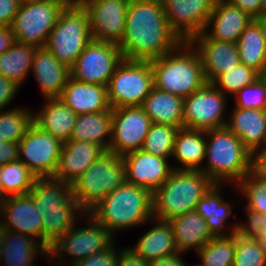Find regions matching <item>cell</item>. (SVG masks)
<instances>
[{
  "mask_svg": "<svg viewBox=\"0 0 266 266\" xmlns=\"http://www.w3.org/2000/svg\"><path fill=\"white\" fill-rule=\"evenodd\" d=\"M181 42L169 27L161 0L129 3L125 33L118 45L123 59L152 61Z\"/></svg>",
  "mask_w": 266,
  "mask_h": 266,
  "instance_id": "cell-1",
  "label": "cell"
},
{
  "mask_svg": "<svg viewBox=\"0 0 266 266\" xmlns=\"http://www.w3.org/2000/svg\"><path fill=\"white\" fill-rule=\"evenodd\" d=\"M87 214L114 236L119 230L141 227L153 219V193L124 181Z\"/></svg>",
  "mask_w": 266,
  "mask_h": 266,
  "instance_id": "cell-2",
  "label": "cell"
},
{
  "mask_svg": "<svg viewBox=\"0 0 266 266\" xmlns=\"http://www.w3.org/2000/svg\"><path fill=\"white\" fill-rule=\"evenodd\" d=\"M214 184L201 170L173 169L153 193V218L169 222L194 211L198 201Z\"/></svg>",
  "mask_w": 266,
  "mask_h": 266,
  "instance_id": "cell-3",
  "label": "cell"
},
{
  "mask_svg": "<svg viewBox=\"0 0 266 266\" xmlns=\"http://www.w3.org/2000/svg\"><path fill=\"white\" fill-rule=\"evenodd\" d=\"M150 62L158 90L184 99L207 83L200 57L189 42L182 41L173 51Z\"/></svg>",
  "mask_w": 266,
  "mask_h": 266,
  "instance_id": "cell-4",
  "label": "cell"
},
{
  "mask_svg": "<svg viewBox=\"0 0 266 266\" xmlns=\"http://www.w3.org/2000/svg\"><path fill=\"white\" fill-rule=\"evenodd\" d=\"M200 170L215 184L236 185L251 172V152L227 127L206 130L205 165Z\"/></svg>",
  "mask_w": 266,
  "mask_h": 266,
  "instance_id": "cell-5",
  "label": "cell"
},
{
  "mask_svg": "<svg viewBox=\"0 0 266 266\" xmlns=\"http://www.w3.org/2000/svg\"><path fill=\"white\" fill-rule=\"evenodd\" d=\"M124 181L123 156L106 150L71 186L78 204L88 213Z\"/></svg>",
  "mask_w": 266,
  "mask_h": 266,
  "instance_id": "cell-6",
  "label": "cell"
},
{
  "mask_svg": "<svg viewBox=\"0 0 266 266\" xmlns=\"http://www.w3.org/2000/svg\"><path fill=\"white\" fill-rule=\"evenodd\" d=\"M91 40L87 10L82 4L66 5L49 33L45 47L70 68Z\"/></svg>",
  "mask_w": 266,
  "mask_h": 266,
  "instance_id": "cell-7",
  "label": "cell"
},
{
  "mask_svg": "<svg viewBox=\"0 0 266 266\" xmlns=\"http://www.w3.org/2000/svg\"><path fill=\"white\" fill-rule=\"evenodd\" d=\"M87 216V217H85ZM83 218L88 222V226L76 228L73 226L67 230L48 250V261L55 260L57 264L65 263L74 266L82 259L108 249L115 241L114 237L105 227L96 222L89 214ZM66 253V254H65ZM72 256L71 259L65 256ZM64 258V259H63ZM70 260V262H69ZM62 261V262H61ZM64 263V265H62Z\"/></svg>",
  "mask_w": 266,
  "mask_h": 266,
  "instance_id": "cell-8",
  "label": "cell"
},
{
  "mask_svg": "<svg viewBox=\"0 0 266 266\" xmlns=\"http://www.w3.org/2000/svg\"><path fill=\"white\" fill-rule=\"evenodd\" d=\"M154 88L150 61L123 59L107 85L110 107L142 106Z\"/></svg>",
  "mask_w": 266,
  "mask_h": 266,
  "instance_id": "cell-9",
  "label": "cell"
},
{
  "mask_svg": "<svg viewBox=\"0 0 266 266\" xmlns=\"http://www.w3.org/2000/svg\"><path fill=\"white\" fill-rule=\"evenodd\" d=\"M66 4L61 0H37L18 7L10 26L19 43L45 47Z\"/></svg>",
  "mask_w": 266,
  "mask_h": 266,
  "instance_id": "cell-10",
  "label": "cell"
},
{
  "mask_svg": "<svg viewBox=\"0 0 266 266\" xmlns=\"http://www.w3.org/2000/svg\"><path fill=\"white\" fill-rule=\"evenodd\" d=\"M226 95L212 83H206L183 100V127L211 130L226 127Z\"/></svg>",
  "mask_w": 266,
  "mask_h": 266,
  "instance_id": "cell-11",
  "label": "cell"
},
{
  "mask_svg": "<svg viewBox=\"0 0 266 266\" xmlns=\"http://www.w3.org/2000/svg\"><path fill=\"white\" fill-rule=\"evenodd\" d=\"M122 60L118 45L92 39L70 67V77L80 82L107 86Z\"/></svg>",
  "mask_w": 266,
  "mask_h": 266,
  "instance_id": "cell-12",
  "label": "cell"
},
{
  "mask_svg": "<svg viewBox=\"0 0 266 266\" xmlns=\"http://www.w3.org/2000/svg\"><path fill=\"white\" fill-rule=\"evenodd\" d=\"M63 142L32 123L19 141V160L37 178L53 177Z\"/></svg>",
  "mask_w": 266,
  "mask_h": 266,
  "instance_id": "cell-13",
  "label": "cell"
},
{
  "mask_svg": "<svg viewBox=\"0 0 266 266\" xmlns=\"http://www.w3.org/2000/svg\"><path fill=\"white\" fill-rule=\"evenodd\" d=\"M152 125L141 106L112 109L111 142L108 151L124 155L142 148Z\"/></svg>",
  "mask_w": 266,
  "mask_h": 266,
  "instance_id": "cell-14",
  "label": "cell"
},
{
  "mask_svg": "<svg viewBox=\"0 0 266 266\" xmlns=\"http://www.w3.org/2000/svg\"><path fill=\"white\" fill-rule=\"evenodd\" d=\"M81 4L88 12L92 39L119 45L125 33L127 0H82Z\"/></svg>",
  "mask_w": 266,
  "mask_h": 266,
  "instance_id": "cell-15",
  "label": "cell"
},
{
  "mask_svg": "<svg viewBox=\"0 0 266 266\" xmlns=\"http://www.w3.org/2000/svg\"><path fill=\"white\" fill-rule=\"evenodd\" d=\"M216 0H161L170 29L183 42L201 34Z\"/></svg>",
  "mask_w": 266,
  "mask_h": 266,
  "instance_id": "cell-16",
  "label": "cell"
},
{
  "mask_svg": "<svg viewBox=\"0 0 266 266\" xmlns=\"http://www.w3.org/2000/svg\"><path fill=\"white\" fill-rule=\"evenodd\" d=\"M1 226L20 233L42 244V215L35 207L32 194L8 196L0 203ZM37 238V239H36Z\"/></svg>",
  "mask_w": 266,
  "mask_h": 266,
  "instance_id": "cell-17",
  "label": "cell"
},
{
  "mask_svg": "<svg viewBox=\"0 0 266 266\" xmlns=\"http://www.w3.org/2000/svg\"><path fill=\"white\" fill-rule=\"evenodd\" d=\"M125 181L154 193L173 171L168 159L149 154L142 149L123 155Z\"/></svg>",
  "mask_w": 266,
  "mask_h": 266,
  "instance_id": "cell-18",
  "label": "cell"
},
{
  "mask_svg": "<svg viewBox=\"0 0 266 266\" xmlns=\"http://www.w3.org/2000/svg\"><path fill=\"white\" fill-rule=\"evenodd\" d=\"M252 20L227 0H216L203 32L191 39H214L237 43L241 33Z\"/></svg>",
  "mask_w": 266,
  "mask_h": 266,
  "instance_id": "cell-19",
  "label": "cell"
},
{
  "mask_svg": "<svg viewBox=\"0 0 266 266\" xmlns=\"http://www.w3.org/2000/svg\"><path fill=\"white\" fill-rule=\"evenodd\" d=\"M197 51L207 83L240 64L237 43L214 39H190Z\"/></svg>",
  "mask_w": 266,
  "mask_h": 266,
  "instance_id": "cell-20",
  "label": "cell"
},
{
  "mask_svg": "<svg viewBox=\"0 0 266 266\" xmlns=\"http://www.w3.org/2000/svg\"><path fill=\"white\" fill-rule=\"evenodd\" d=\"M104 152L96 143L73 140L64 142L53 178L72 185Z\"/></svg>",
  "mask_w": 266,
  "mask_h": 266,
  "instance_id": "cell-21",
  "label": "cell"
},
{
  "mask_svg": "<svg viewBox=\"0 0 266 266\" xmlns=\"http://www.w3.org/2000/svg\"><path fill=\"white\" fill-rule=\"evenodd\" d=\"M43 98H59L69 77L70 68L46 48H36L31 66Z\"/></svg>",
  "mask_w": 266,
  "mask_h": 266,
  "instance_id": "cell-22",
  "label": "cell"
},
{
  "mask_svg": "<svg viewBox=\"0 0 266 266\" xmlns=\"http://www.w3.org/2000/svg\"><path fill=\"white\" fill-rule=\"evenodd\" d=\"M38 209L43 218L42 245L47 250L67 230L78 224V218L80 220L81 217L87 214L78 204L73 193L59 206L39 207Z\"/></svg>",
  "mask_w": 266,
  "mask_h": 266,
  "instance_id": "cell-23",
  "label": "cell"
},
{
  "mask_svg": "<svg viewBox=\"0 0 266 266\" xmlns=\"http://www.w3.org/2000/svg\"><path fill=\"white\" fill-rule=\"evenodd\" d=\"M76 115L110 111L107 86L85 83L69 77L60 97Z\"/></svg>",
  "mask_w": 266,
  "mask_h": 266,
  "instance_id": "cell-24",
  "label": "cell"
},
{
  "mask_svg": "<svg viewBox=\"0 0 266 266\" xmlns=\"http://www.w3.org/2000/svg\"><path fill=\"white\" fill-rule=\"evenodd\" d=\"M226 127L252 153L266 144V110L234 107Z\"/></svg>",
  "mask_w": 266,
  "mask_h": 266,
  "instance_id": "cell-25",
  "label": "cell"
},
{
  "mask_svg": "<svg viewBox=\"0 0 266 266\" xmlns=\"http://www.w3.org/2000/svg\"><path fill=\"white\" fill-rule=\"evenodd\" d=\"M44 100L41 109L33 111V123L63 143L70 140L78 115L60 98Z\"/></svg>",
  "mask_w": 266,
  "mask_h": 266,
  "instance_id": "cell-26",
  "label": "cell"
},
{
  "mask_svg": "<svg viewBox=\"0 0 266 266\" xmlns=\"http://www.w3.org/2000/svg\"><path fill=\"white\" fill-rule=\"evenodd\" d=\"M224 184H214L208 192L202 197L196 206L195 211L200 214L206 221L209 231L213 236H228L236 233L238 223L233 227L231 225L230 231L227 234L226 221L232 217V208L229 202H226L222 197V190Z\"/></svg>",
  "mask_w": 266,
  "mask_h": 266,
  "instance_id": "cell-27",
  "label": "cell"
},
{
  "mask_svg": "<svg viewBox=\"0 0 266 266\" xmlns=\"http://www.w3.org/2000/svg\"><path fill=\"white\" fill-rule=\"evenodd\" d=\"M169 223L173 229L176 249L180 253L191 249L198 252L214 237L205 219L195 210L173 218Z\"/></svg>",
  "mask_w": 266,
  "mask_h": 266,
  "instance_id": "cell-28",
  "label": "cell"
},
{
  "mask_svg": "<svg viewBox=\"0 0 266 266\" xmlns=\"http://www.w3.org/2000/svg\"><path fill=\"white\" fill-rule=\"evenodd\" d=\"M172 157L179 163L178 166L172 165L173 169L200 170L206 157V131L180 128Z\"/></svg>",
  "mask_w": 266,
  "mask_h": 266,
  "instance_id": "cell-29",
  "label": "cell"
},
{
  "mask_svg": "<svg viewBox=\"0 0 266 266\" xmlns=\"http://www.w3.org/2000/svg\"><path fill=\"white\" fill-rule=\"evenodd\" d=\"M151 221H154L156 225H153L134 246L131 245L129 248L148 262L178 253L171 224L155 218Z\"/></svg>",
  "mask_w": 266,
  "mask_h": 266,
  "instance_id": "cell-30",
  "label": "cell"
},
{
  "mask_svg": "<svg viewBox=\"0 0 266 266\" xmlns=\"http://www.w3.org/2000/svg\"><path fill=\"white\" fill-rule=\"evenodd\" d=\"M183 98L156 89L145 98L142 108L152 123L183 128Z\"/></svg>",
  "mask_w": 266,
  "mask_h": 266,
  "instance_id": "cell-31",
  "label": "cell"
},
{
  "mask_svg": "<svg viewBox=\"0 0 266 266\" xmlns=\"http://www.w3.org/2000/svg\"><path fill=\"white\" fill-rule=\"evenodd\" d=\"M41 253L48 259V250L37 240L5 230V243L0 258L5 265L0 266H37L34 261L37 254Z\"/></svg>",
  "mask_w": 266,
  "mask_h": 266,
  "instance_id": "cell-32",
  "label": "cell"
},
{
  "mask_svg": "<svg viewBox=\"0 0 266 266\" xmlns=\"http://www.w3.org/2000/svg\"><path fill=\"white\" fill-rule=\"evenodd\" d=\"M111 125L112 110L78 115L70 140L96 143L106 151L111 142Z\"/></svg>",
  "mask_w": 266,
  "mask_h": 266,
  "instance_id": "cell-33",
  "label": "cell"
},
{
  "mask_svg": "<svg viewBox=\"0 0 266 266\" xmlns=\"http://www.w3.org/2000/svg\"><path fill=\"white\" fill-rule=\"evenodd\" d=\"M240 62L260 73L266 62V42L262 25L252 20L237 42Z\"/></svg>",
  "mask_w": 266,
  "mask_h": 266,
  "instance_id": "cell-34",
  "label": "cell"
},
{
  "mask_svg": "<svg viewBox=\"0 0 266 266\" xmlns=\"http://www.w3.org/2000/svg\"><path fill=\"white\" fill-rule=\"evenodd\" d=\"M36 47L15 42L0 55V75L22 86L29 76Z\"/></svg>",
  "mask_w": 266,
  "mask_h": 266,
  "instance_id": "cell-35",
  "label": "cell"
},
{
  "mask_svg": "<svg viewBox=\"0 0 266 266\" xmlns=\"http://www.w3.org/2000/svg\"><path fill=\"white\" fill-rule=\"evenodd\" d=\"M36 208L59 206L73 192L71 184L53 177L37 178L30 190Z\"/></svg>",
  "mask_w": 266,
  "mask_h": 266,
  "instance_id": "cell-36",
  "label": "cell"
},
{
  "mask_svg": "<svg viewBox=\"0 0 266 266\" xmlns=\"http://www.w3.org/2000/svg\"><path fill=\"white\" fill-rule=\"evenodd\" d=\"M237 233L228 236H214L197 255L201 266H233ZM202 263V264H201Z\"/></svg>",
  "mask_w": 266,
  "mask_h": 266,
  "instance_id": "cell-37",
  "label": "cell"
},
{
  "mask_svg": "<svg viewBox=\"0 0 266 266\" xmlns=\"http://www.w3.org/2000/svg\"><path fill=\"white\" fill-rule=\"evenodd\" d=\"M32 123L33 112L25 107L2 110L0 111V139L19 143Z\"/></svg>",
  "mask_w": 266,
  "mask_h": 266,
  "instance_id": "cell-38",
  "label": "cell"
},
{
  "mask_svg": "<svg viewBox=\"0 0 266 266\" xmlns=\"http://www.w3.org/2000/svg\"><path fill=\"white\" fill-rule=\"evenodd\" d=\"M36 179V175L20 160L3 165L1 181L8 196L29 193Z\"/></svg>",
  "mask_w": 266,
  "mask_h": 266,
  "instance_id": "cell-39",
  "label": "cell"
},
{
  "mask_svg": "<svg viewBox=\"0 0 266 266\" xmlns=\"http://www.w3.org/2000/svg\"><path fill=\"white\" fill-rule=\"evenodd\" d=\"M178 130L172 125L152 123L141 149L152 155L172 158Z\"/></svg>",
  "mask_w": 266,
  "mask_h": 266,
  "instance_id": "cell-40",
  "label": "cell"
},
{
  "mask_svg": "<svg viewBox=\"0 0 266 266\" xmlns=\"http://www.w3.org/2000/svg\"><path fill=\"white\" fill-rule=\"evenodd\" d=\"M246 199L245 207L249 210L266 214V179L252 172L244 175L235 185Z\"/></svg>",
  "mask_w": 266,
  "mask_h": 266,
  "instance_id": "cell-41",
  "label": "cell"
},
{
  "mask_svg": "<svg viewBox=\"0 0 266 266\" xmlns=\"http://www.w3.org/2000/svg\"><path fill=\"white\" fill-rule=\"evenodd\" d=\"M257 78H259L258 72L240 62L233 69L219 75L212 84L224 94L231 93L234 95Z\"/></svg>",
  "mask_w": 266,
  "mask_h": 266,
  "instance_id": "cell-42",
  "label": "cell"
},
{
  "mask_svg": "<svg viewBox=\"0 0 266 266\" xmlns=\"http://www.w3.org/2000/svg\"><path fill=\"white\" fill-rule=\"evenodd\" d=\"M233 266H266V253L258 240L237 234Z\"/></svg>",
  "mask_w": 266,
  "mask_h": 266,
  "instance_id": "cell-43",
  "label": "cell"
},
{
  "mask_svg": "<svg viewBox=\"0 0 266 266\" xmlns=\"http://www.w3.org/2000/svg\"><path fill=\"white\" fill-rule=\"evenodd\" d=\"M234 97L236 108L266 110V84L260 77L240 89Z\"/></svg>",
  "mask_w": 266,
  "mask_h": 266,
  "instance_id": "cell-44",
  "label": "cell"
},
{
  "mask_svg": "<svg viewBox=\"0 0 266 266\" xmlns=\"http://www.w3.org/2000/svg\"><path fill=\"white\" fill-rule=\"evenodd\" d=\"M247 223H238L236 233L243 237H253L266 253V214L249 210L245 207Z\"/></svg>",
  "mask_w": 266,
  "mask_h": 266,
  "instance_id": "cell-45",
  "label": "cell"
},
{
  "mask_svg": "<svg viewBox=\"0 0 266 266\" xmlns=\"http://www.w3.org/2000/svg\"><path fill=\"white\" fill-rule=\"evenodd\" d=\"M118 250L113 243L108 249L82 259L74 266H117Z\"/></svg>",
  "mask_w": 266,
  "mask_h": 266,
  "instance_id": "cell-46",
  "label": "cell"
},
{
  "mask_svg": "<svg viewBox=\"0 0 266 266\" xmlns=\"http://www.w3.org/2000/svg\"><path fill=\"white\" fill-rule=\"evenodd\" d=\"M21 87L10 79L0 75V111L4 110L12 102Z\"/></svg>",
  "mask_w": 266,
  "mask_h": 266,
  "instance_id": "cell-47",
  "label": "cell"
},
{
  "mask_svg": "<svg viewBox=\"0 0 266 266\" xmlns=\"http://www.w3.org/2000/svg\"><path fill=\"white\" fill-rule=\"evenodd\" d=\"M251 172L266 179V144L251 153Z\"/></svg>",
  "mask_w": 266,
  "mask_h": 266,
  "instance_id": "cell-48",
  "label": "cell"
},
{
  "mask_svg": "<svg viewBox=\"0 0 266 266\" xmlns=\"http://www.w3.org/2000/svg\"><path fill=\"white\" fill-rule=\"evenodd\" d=\"M19 6L17 0H0V26H11Z\"/></svg>",
  "mask_w": 266,
  "mask_h": 266,
  "instance_id": "cell-49",
  "label": "cell"
},
{
  "mask_svg": "<svg viewBox=\"0 0 266 266\" xmlns=\"http://www.w3.org/2000/svg\"><path fill=\"white\" fill-rule=\"evenodd\" d=\"M19 160V143L0 139V165Z\"/></svg>",
  "mask_w": 266,
  "mask_h": 266,
  "instance_id": "cell-50",
  "label": "cell"
},
{
  "mask_svg": "<svg viewBox=\"0 0 266 266\" xmlns=\"http://www.w3.org/2000/svg\"><path fill=\"white\" fill-rule=\"evenodd\" d=\"M117 266H149V262L138 256L128 246L118 252Z\"/></svg>",
  "mask_w": 266,
  "mask_h": 266,
  "instance_id": "cell-51",
  "label": "cell"
},
{
  "mask_svg": "<svg viewBox=\"0 0 266 266\" xmlns=\"http://www.w3.org/2000/svg\"><path fill=\"white\" fill-rule=\"evenodd\" d=\"M231 5L240 8L253 20H260L261 0H227Z\"/></svg>",
  "mask_w": 266,
  "mask_h": 266,
  "instance_id": "cell-52",
  "label": "cell"
},
{
  "mask_svg": "<svg viewBox=\"0 0 266 266\" xmlns=\"http://www.w3.org/2000/svg\"><path fill=\"white\" fill-rule=\"evenodd\" d=\"M183 253H175L149 262V266H187L181 258Z\"/></svg>",
  "mask_w": 266,
  "mask_h": 266,
  "instance_id": "cell-53",
  "label": "cell"
},
{
  "mask_svg": "<svg viewBox=\"0 0 266 266\" xmlns=\"http://www.w3.org/2000/svg\"><path fill=\"white\" fill-rule=\"evenodd\" d=\"M16 42L10 27L0 26V55L10 49Z\"/></svg>",
  "mask_w": 266,
  "mask_h": 266,
  "instance_id": "cell-54",
  "label": "cell"
},
{
  "mask_svg": "<svg viewBox=\"0 0 266 266\" xmlns=\"http://www.w3.org/2000/svg\"><path fill=\"white\" fill-rule=\"evenodd\" d=\"M3 165H0V203L4 202L8 195L4 192V188L1 181Z\"/></svg>",
  "mask_w": 266,
  "mask_h": 266,
  "instance_id": "cell-55",
  "label": "cell"
},
{
  "mask_svg": "<svg viewBox=\"0 0 266 266\" xmlns=\"http://www.w3.org/2000/svg\"><path fill=\"white\" fill-rule=\"evenodd\" d=\"M5 243V229L0 225V258Z\"/></svg>",
  "mask_w": 266,
  "mask_h": 266,
  "instance_id": "cell-56",
  "label": "cell"
},
{
  "mask_svg": "<svg viewBox=\"0 0 266 266\" xmlns=\"http://www.w3.org/2000/svg\"><path fill=\"white\" fill-rule=\"evenodd\" d=\"M260 19H266V0H261Z\"/></svg>",
  "mask_w": 266,
  "mask_h": 266,
  "instance_id": "cell-57",
  "label": "cell"
},
{
  "mask_svg": "<svg viewBox=\"0 0 266 266\" xmlns=\"http://www.w3.org/2000/svg\"><path fill=\"white\" fill-rule=\"evenodd\" d=\"M262 25L263 36L266 42V19L257 20Z\"/></svg>",
  "mask_w": 266,
  "mask_h": 266,
  "instance_id": "cell-58",
  "label": "cell"
},
{
  "mask_svg": "<svg viewBox=\"0 0 266 266\" xmlns=\"http://www.w3.org/2000/svg\"><path fill=\"white\" fill-rule=\"evenodd\" d=\"M259 77L264 81L266 84V62L262 68V71L259 73Z\"/></svg>",
  "mask_w": 266,
  "mask_h": 266,
  "instance_id": "cell-59",
  "label": "cell"
},
{
  "mask_svg": "<svg viewBox=\"0 0 266 266\" xmlns=\"http://www.w3.org/2000/svg\"><path fill=\"white\" fill-rule=\"evenodd\" d=\"M63 1L66 5H76V4H81L82 0H61Z\"/></svg>",
  "mask_w": 266,
  "mask_h": 266,
  "instance_id": "cell-60",
  "label": "cell"
},
{
  "mask_svg": "<svg viewBox=\"0 0 266 266\" xmlns=\"http://www.w3.org/2000/svg\"><path fill=\"white\" fill-rule=\"evenodd\" d=\"M34 1H37V0H17L19 5L29 4V3L34 2Z\"/></svg>",
  "mask_w": 266,
  "mask_h": 266,
  "instance_id": "cell-61",
  "label": "cell"
},
{
  "mask_svg": "<svg viewBox=\"0 0 266 266\" xmlns=\"http://www.w3.org/2000/svg\"><path fill=\"white\" fill-rule=\"evenodd\" d=\"M141 1H150V0H127L128 3L141 2Z\"/></svg>",
  "mask_w": 266,
  "mask_h": 266,
  "instance_id": "cell-62",
  "label": "cell"
}]
</instances>
